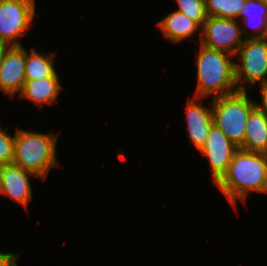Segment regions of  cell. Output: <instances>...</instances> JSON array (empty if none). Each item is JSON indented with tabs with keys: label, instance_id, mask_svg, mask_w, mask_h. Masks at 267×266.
Returning <instances> with one entry per match:
<instances>
[{
	"label": "cell",
	"instance_id": "obj_1",
	"mask_svg": "<svg viewBox=\"0 0 267 266\" xmlns=\"http://www.w3.org/2000/svg\"><path fill=\"white\" fill-rule=\"evenodd\" d=\"M233 207L237 199L246 202L251 191L267 193V154L238 148L227 172L215 184Z\"/></svg>",
	"mask_w": 267,
	"mask_h": 266
},
{
	"label": "cell",
	"instance_id": "obj_2",
	"mask_svg": "<svg viewBox=\"0 0 267 266\" xmlns=\"http://www.w3.org/2000/svg\"><path fill=\"white\" fill-rule=\"evenodd\" d=\"M233 55L207 48L200 44L197 58V91L194 97L213 98L230 95L238 91L235 81ZM236 86V88H235Z\"/></svg>",
	"mask_w": 267,
	"mask_h": 266
},
{
	"label": "cell",
	"instance_id": "obj_3",
	"mask_svg": "<svg viewBox=\"0 0 267 266\" xmlns=\"http://www.w3.org/2000/svg\"><path fill=\"white\" fill-rule=\"evenodd\" d=\"M56 134H43L17 129L14 135L12 163L45 179L56 160Z\"/></svg>",
	"mask_w": 267,
	"mask_h": 266
},
{
	"label": "cell",
	"instance_id": "obj_4",
	"mask_svg": "<svg viewBox=\"0 0 267 266\" xmlns=\"http://www.w3.org/2000/svg\"><path fill=\"white\" fill-rule=\"evenodd\" d=\"M255 107L256 102L248 98L246 91L213 98V124L240 148L244 142L248 116Z\"/></svg>",
	"mask_w": 267,
	"mask_h": 266
},
{
	"label": "cell",
	"instance_id": "obj_5",
	"mask_svg": "<svg viewBox=\"0 0 267 266\" xmlns=\"http://www.w3.org/2000/svg\"><path fill=\"white\" fill-rule=\"evenodd\" d=\"M241 63L235 62V81L238 91H246L242 81L250 86L267 84V40L264 38L244 39L236 55ZM244 77V78H243ZM241 85H238V84Z\"/></svg>",
	"mask_w": 267,
	"mask_h": 266
},
{
	"label": "cell",
	"instance_id": "obj_6",
	"mask_svg": "<svg viewBox=\"0 0 267 266\" xmlns=\"http://www.w3.org/2000/svg\"><path fill=\"white\" fill-rule=\"evenodd\" d=\"M237 22L235 19L208 16L201 27L200 44L235 56L244 41L242 34L246 39L251 38L246 28L242 29Z\"/></svg>",
	"mask_w": 267,
	"mask_h": 266
},
{
	"label": "cell",
	"instance_id": "obj_7",
	"mask_svg": "<svg viewBox=\"0 0 267 266\" xmlns=\"http://www.w3.org/2000/svg\"><path fill=\"white\" fill-rule=\"evenodd\" d=\"M35 11L34 0H0V42L22 46L16 39L29 30Z\"/></svg>",
	"mask_w": 267,
	"mask_h": 266
},
{
	"label": "cell",
	"instance_id": "obj_8",
	"mask_svg": "<svg viewBox=\"0 0 267 266\" xmlns=\"http://www.w3.org/2000/svg\"><path fill=\"white\" fill-rule=\"evenodd\" d=\"M237 149L238 147L216 125L212 124L207 141L199 151L210 163L214 184L227 172Z\"/></svg>",
	"mask_w": 267,
	"mask_h": 266
},
{
	"label": "cell",
	"instance_id": "obj_9",
	"mask_svg": "<svg viewBox=\"0 0 267 266\" xmlns=\"http://www.w3.org/2000/svg\"><path fill=\"white\" fill-rule=\"evenodd\" d=\"M26 50L23 46H10L0 66V90L14 97L22 91L25 79Z\"/></svg>",
	"mask_w": 267,
	"mask_h": 266
},
{
	"label": "cell",
	"instance_id": "obj_10",
	"mask_svg": "<svg viewBox=\"0 0 267 266\" xmlns=\"http://www.w3.org/2000/svg\"><path fill=\"white\" fill-rule=\"evenodd\" d=\"M30 176L36 174L11 164L0 166V194L8 195L16 202L28 209V203L32 199V188L29 182Z\"/></svg>",
	"mask_w": 267,
	"mask_h": 266
},
{
	"label": "cell",
	"instance_id": "obj_11",
	"mask_svg": "<svg viewBox=\"0 0 267 266\" xmlns=\"http://www.w3.org/2000/svg\"><path fill=\"white\" fill-rule=\"evenodd\" d=\"M199 100V97L189 99L186 114L188 136L198 150L206 143L213 124L212 108L201 106Z\"/></svg>",
	"mask_w": 267,
	"mask_h": 266
},
{
	"label": "cell",
	"instance_id": "obj_12",
	"mask_svg": "<svg viewBox=\"0 0 267 266\" xmlns=\"http://www.w3.org/2000/svg\"><path fill=\"white\" fill-rule=\"evenodd\" d=\"M240 148L267 154V116L257 106L248 116L245 138Z\"/></svg>",
	"mask_w": 267,
	"mask_h": 266
},
{
	"label": "cell",
	"instance_id": "obj_13",
	"mask_svg": "<svg viewBox=\"0 0 267 266\" xmlns=\"http://www.w3.org/2000/svg\"><path fill=\"white\" fill-rule=\"evenodd\" d=\"M59 81L58 77L25 81L20 96L41 107L44 104H52L61 91L62 86Z\"/></svg>",
	"mask_w": 267,
	"mask_h": 266
},
{
	"label": "cell",
	"instance_id": "obj_14",
	"mask_svg": "<svg viewBox=\"0 0 267 266\" xmlns=\"http://www.w3.org/2000/svg\"><path fill=\"white\" fill-rule=\"evenodd\" d=\"M157 25L164 36L173 43L190 37L200 27L195 21L178 11L168 14Z\"/></svg>",
	"mask_w": 267,
	"mask_h": 266
},
{
	"label": "cell",
	"instance_id": "obj_15",
	"mask_svg": "<svg viewBox=\"0 0 267 266\" xmlns=\"http://www.w3.org/2000/svg\"><path fill=\"white\" fill-rule=\"evenodd\" d=\"M242 18L244 25L251 27L258 34H251V38H264L267 30V2L264 0H246L238 18ZM256 18V20H255ZM251 20L256 21L254 26ZM252 21V22H253ZM252 25V26H251Z\"/></svg>",
	"mask_w": 267,
	"mask_h": 266
},
{
	"label": "cell",
	"instance_id": "obj_16",
	"mask_svg": "<svg viewBox=\"0 0 267 266\" xmlns=\"http://www.w3.org/2000/svg\"><path fill=\"white\" fill-rule=\"evenodd\" d=\"M54 58L48 53L39 54L32 48V52L28 54L26 51L25 63V79L32 81L37 79H45L48 77H58L53 66Z\"/></svg>",
	"mask_w": 267,
	"mask_h": 266
},
{
	"label": "cell",
	"instance_id": "obj_17",
	"mask_svg": "<svg viewBox=\"0 0 267 266\" xmlns=\"http://www.w3.org/2000/svg\"><path fill=\"white\" fill-rule=\"evenodd\" d=\"M246 0H205L208 16L235 19L244 6Z\"/></svg>",
	"mask_w": 267,
	"mask_h": 266
},
{
	"label": "cell",
	"instance_id": "obj_18",
	"mask_svg": "<svg viewBox=\"0 0 267 266\" xmlns=\"http://www.w3.org/2000/svg\"><path fill=\"white\" fill-rule=\"evenodd\" d=\"M178 12L185 14L188 18L195 21L200 28L207 19L205 0H176Z\"/></svg>",
	"mask_w": 267,
	"mask_h": 266
},
{
	"label": "cell",
	"instance_id": "obj_19",
	"mask_svg": "<svg viewBox=\"0 0 267 266\" xmlns=\"http://www.w3.org/2000/svg\"><path fill=\"white\" fill-rule=\"evenodd\" d=\"M14 157V136L0 127V165L11 164Z\"/></svg>",
	"mask_w": 267,
	"mask_h": 266
},
{
	"label": "cell",
	"instance_id": "obj_20",
	"mask_svg": "<svg viewBox=\"0 0 267 266\" xmlns=\"http://www.w3.org/2000/svg\"><path fill=\"white\" fill-rule=\"evenodd\" d=\"M15 253H1L0 252V266H17Z\"/></svg>",
	"mask_w": 267,
	"mask_h": 266
},
{
	"label": "cell",
	"instance_id": "obj_21",
	"mask_svg": "<svg viewBox=\"0 0 267 266\" xmlns=\"http://www.w3.org/2000/svg\"><path fill=\"white\" fill-rule=\"evenodd\" d=\"M262 93V104L256 103V106L267 116V84L260 85Z\"/></svg>",
	"mask_w": 267,
	"mask_h": 266
},
{
	"label": "cell",
	"instance_id": "obj_22",
	"mask_svg": "<svg viewBox=\"0 0 267 266\" xmlns=\"http://www.w3.org/2000/svg\"><path fill=\"white\" fill-rule=\"evenodd\" d=\"M9 47H10V45L3 43V42H0V66H1V63L3 61V57H4L6 51Z\"/></svg>",
	"mask_w": 267,
	"mask_h": 266
},
{
	"label": "cell",
	"instance_id": "obj_23",
	"mask_svg": "<svg viewBox=\"0 0 267 266\" xmlns=\"http://www.w3.org/2000/svg\"><path fill=\"white\" fill-rule=\"evenodd\" d=\"M264 39H266V40H267V30H266V33H265Z\"/></svg>",
	"mask_w": 267,
	"mask_h": 266
}]
</instances>
